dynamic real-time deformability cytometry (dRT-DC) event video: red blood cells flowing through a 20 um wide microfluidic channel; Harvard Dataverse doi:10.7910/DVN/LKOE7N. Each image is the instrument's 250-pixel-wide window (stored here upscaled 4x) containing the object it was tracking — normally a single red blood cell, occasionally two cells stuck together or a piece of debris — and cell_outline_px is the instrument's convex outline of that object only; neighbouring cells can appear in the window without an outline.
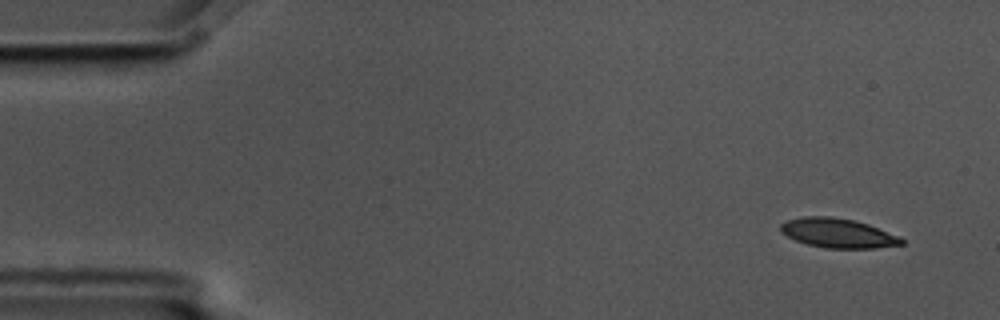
{"species": "common noctule bat (a hibernating species)", "species_latin": "Nyctalus noctula", "temperature_condition": "cold", "stored_images_in_passage": 5, "camera_frame_rate_fps": 3000, "um_per_image_px": 0.085, "animal": {"sex": "male", "body_mass_g": 17.5, "forearm_length_mm": 52.3}, "frame": {"image": 1, "passage_image": 1, "time_ms": 0.0, "image_size_px": [1000, 320], "cell_outline_px": [[904, 244], [876, 248], [824, 248], [808, 244], [796, 240], [780, 232], [780, 224], [788, 220], [804, 216], [832, 216], [852, 220], [868, 224], [900, 236], [904, 240]], "centroid_in_image_um": [71.24, 19.81], "position_along_channel_um": 13.8, "area_um2": 20.69}}